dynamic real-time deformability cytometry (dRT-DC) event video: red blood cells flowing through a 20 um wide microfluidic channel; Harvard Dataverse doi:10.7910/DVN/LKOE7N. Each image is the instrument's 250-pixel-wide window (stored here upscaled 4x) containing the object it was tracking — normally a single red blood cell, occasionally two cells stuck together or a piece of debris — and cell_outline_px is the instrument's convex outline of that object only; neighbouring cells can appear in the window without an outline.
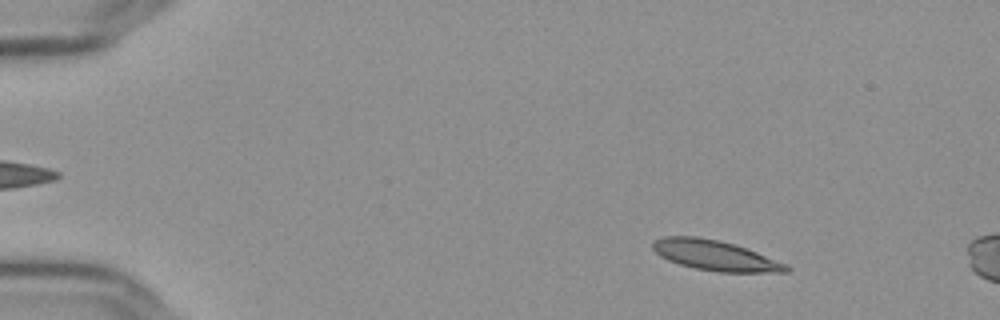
{"species": "Egyptian fruit bat (a non-hibernating species)", "species_latin": "Rousettus aegyptiacus", "temperature_condition": "cold", "stored_images_in_passage": 13, "camera_frame_rate_fps": 3000, "um_per_image_px": 0.085, "frame": {"image": 1, "passage_image": 8, "time_ms": 2.333, "image_size_px": [1000, 320], "cell_outline_px": [[788, 272], [720, 272], [696, 268], [680, 264], [668, 260], [660, 256], [652, 248], [652, 240], [664, 236], [696, 236], [720, 240], [756, 252], [784, 264], [788, 268]], "centroid_in_image_um": [60.69, 21.69], "position_along_channel_um": 24.3, "area_um2": 23.06}}